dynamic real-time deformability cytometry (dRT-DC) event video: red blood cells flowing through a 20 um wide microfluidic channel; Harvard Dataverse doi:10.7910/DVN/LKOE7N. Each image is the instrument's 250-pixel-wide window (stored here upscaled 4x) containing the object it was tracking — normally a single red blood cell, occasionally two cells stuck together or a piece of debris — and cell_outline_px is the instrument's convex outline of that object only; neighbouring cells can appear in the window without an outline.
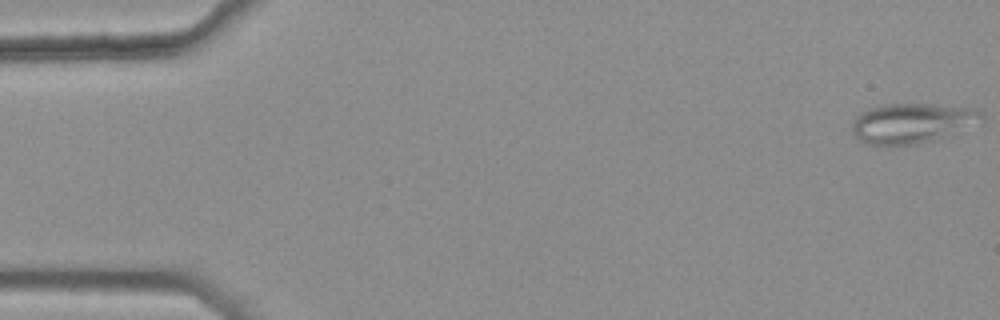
{"species": "common noctule bat (a hibernating species)", "species_latin": "Nyctalus noctula", "temperature_condition": "warm", "stored_images_in_passage": 47, "camera_frame_rate_fps": 3000, "um_per_image_px": 0.085, "animal": {"sex": "female", "body_mass_g": 25.1}, "frame": {"image": 1, "passage_image": 1, "time_ms": 0.0, "image_size_px": [1000, 320], "cell_outline_px": [[984, 120], [932, 140], [916, 144], [864, 144], [852, 132], [852, 124], [856, 116], [860, 112], [868, 108], [884, 104], [928, 104], [980, 108], [984, 112]], "centroid_in_image_um": [77.51, 10.43], "position_along_channel_um": 7.5, "area_um2": 29.88}}
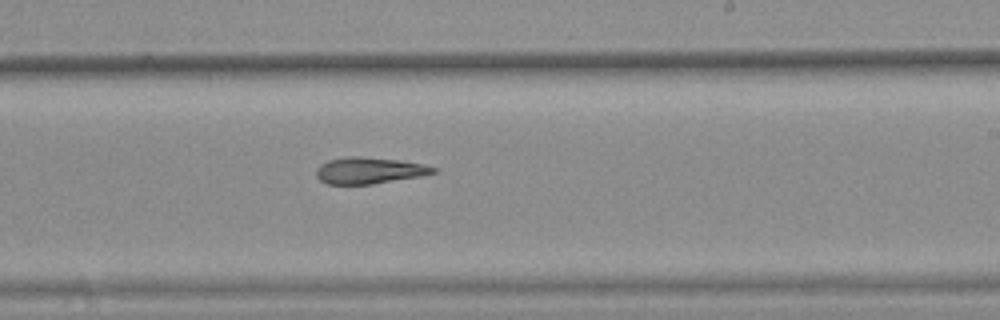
{"frame": {"image": 2, "passage_image": 32, "time_ms": 10.333, "image_size_px": [1000, 320], "cell_outline_px": [[440, 168], [436, 172], [420, 176], [372, 184], [328, 184], [320, 180], [316, 176], [316, 168], [320, 164], [328, 160], [348, 156], [360, 156], [400, 160], [424, 164]], "centroid_in_image_um": [31.39, 14.48], "position_along_channel_um": 257.6, "area_um2": 18.15}}
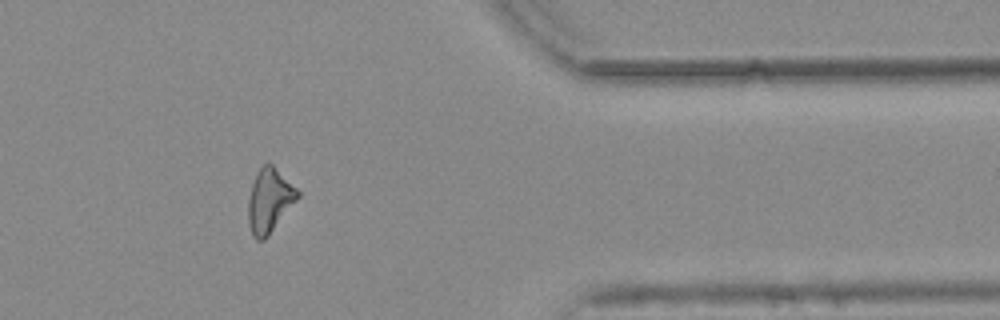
{"frame": {"image": 3, "passage_image": 44, "time_ms": 14.333, "image_size_px": [1000, 320], "cell_outline_px": [[300, 196], [268, 236], [264, 240], [256, 240], [252, 236], [248, 224], [248, 200], [252, 184], [256, 172], [264, 164], [272, 164], [300, 192]], "centroid_in_image_um": [22.88, 17.07], "position_along_channel_um": 388.5, "area_um2": 18.32}, "authors_computed_cell_mechanics": {"area_um2": 18.8428, "velocity_mm_per_s": 3.7753, "shape_relaxation_time_tau1_ms": null, "shape_relaxation_time_tau2_ms": 7.0774, "deformation_change_tau1": null, "deformation_change_tau2": 0.1745}}